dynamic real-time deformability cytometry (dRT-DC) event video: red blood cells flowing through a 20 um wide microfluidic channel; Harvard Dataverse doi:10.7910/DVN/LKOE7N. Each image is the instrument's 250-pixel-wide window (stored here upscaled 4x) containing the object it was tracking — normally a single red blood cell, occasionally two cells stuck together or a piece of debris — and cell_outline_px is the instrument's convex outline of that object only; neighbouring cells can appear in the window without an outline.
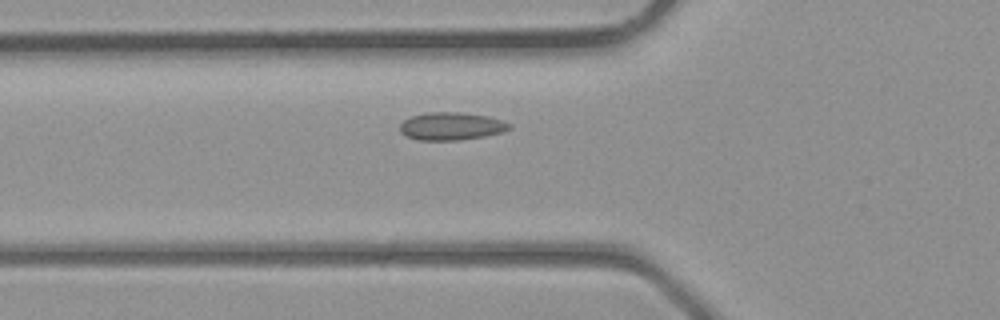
{"species": "common noctule bat (a hibernating species)", "species_latin": "Nyctalus noctula", "temperature_condition": "room temperature", "stored_images_in_passage": 27, "camera_frame_rate_fps": 3000, "um_per_image_px": 0.085, "animal": {"sex": "male", "body_mass_g": 23.1, "forearm_length_mm": 52.7}, "frame": {"image": 1, "passage_image": 5, "time_ms": 1.333, "image_size_px": [1000, 320], "cell_outline_px": [[512, 128], [504, 132], [484, 136], [460, 140], [420, 140], [404, 136], [400, 132], [400, 124], [404, 120], [412, 116], [428, 112], [460, 112], [488, 116], [504, 120], [512, 124]], "centroid_in_image_um": [38.39, 10.73], "position_along_channel_um": 87.4, "area_um2": 17.92}}
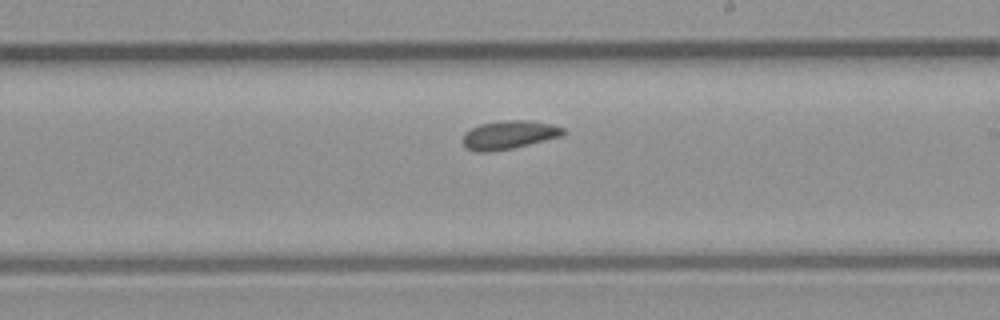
{"frame": {"image": 2, "passage_image": 14, "time_ms": 4.333, "image_size_px": [1000, 320], "cell_outline_px": [[568, 132], [564, 136], [512, 148], [488, 152], [476, 152], [464, 148], [460, 140], [464, 132], [480, 124], [504, 120], [528, 120], [552, 124], [564, 128]], "centroid_in_image_um": [43.25, 11.47], "position_along_channel_um": 245.8, "area_um2": 17.05}}
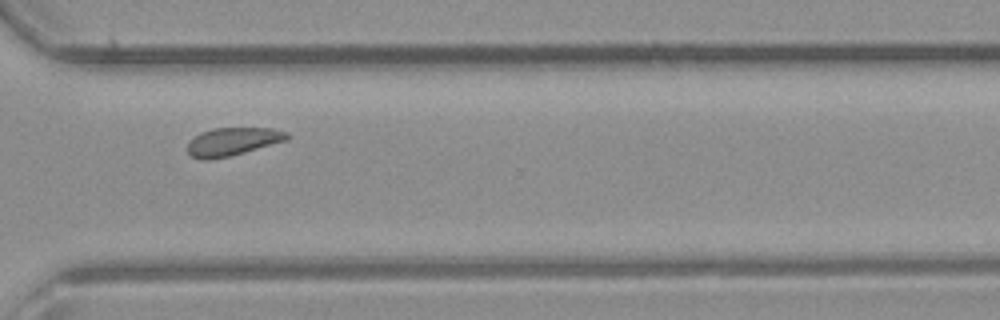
{"frame": {"image": 3, "passage_image": 20, "time_ms": 6.333, "image_size_px": [1000, 320], "cell_outline_px": [[292, 136], [288, 140], [244, 152], [228, 156], [208, 160], [200, 160], [192, 156], [188, 152], [188, 144], [200, 132], [212, 128], [272, 128], [288, 132]], "centroid_in_image_um": [19.82, 12.02], "position_along_channel_um": 350.8, "area_um2": 16.24}}